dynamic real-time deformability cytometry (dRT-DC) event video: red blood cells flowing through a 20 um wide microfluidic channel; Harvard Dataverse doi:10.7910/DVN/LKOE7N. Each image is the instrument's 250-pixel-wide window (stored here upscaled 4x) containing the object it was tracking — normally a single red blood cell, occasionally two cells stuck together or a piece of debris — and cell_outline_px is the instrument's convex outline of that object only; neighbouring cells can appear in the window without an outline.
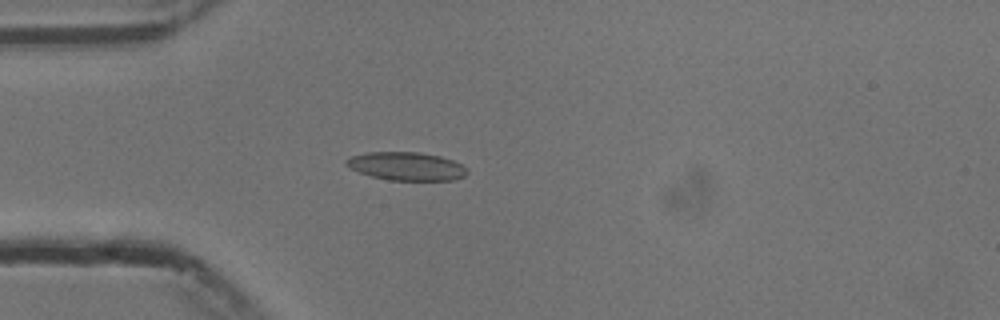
{"species": "common noctule bat (a hibernating species)", "species_latin": "Nyctalus noctula", "temperature_condition": "cold", "stored_images_in_passage": 4, "camera_frame_rate_fps": 3000, "um_per_image_px": 0.085, "animal": {"sex": "male", "body_mass_g": 13.3}, "frame": {"image": 1, "passage_image": 4, "time_ms": 4.333, "image_size_px": [1000, 320], "cell_outline_px": [[468, 172], [464, 176], [452, 180], [388, 180], [372, 176], [360, 172], [344, 164], [344, 160], [352, 156], [368, 152], [420, 152], [440, 156], [452, 160], [468, 168]], "centroid_in_image_um": [34.55, 14.12], "position_along_channel_um": 50.4, "area_um2": 19.83}}